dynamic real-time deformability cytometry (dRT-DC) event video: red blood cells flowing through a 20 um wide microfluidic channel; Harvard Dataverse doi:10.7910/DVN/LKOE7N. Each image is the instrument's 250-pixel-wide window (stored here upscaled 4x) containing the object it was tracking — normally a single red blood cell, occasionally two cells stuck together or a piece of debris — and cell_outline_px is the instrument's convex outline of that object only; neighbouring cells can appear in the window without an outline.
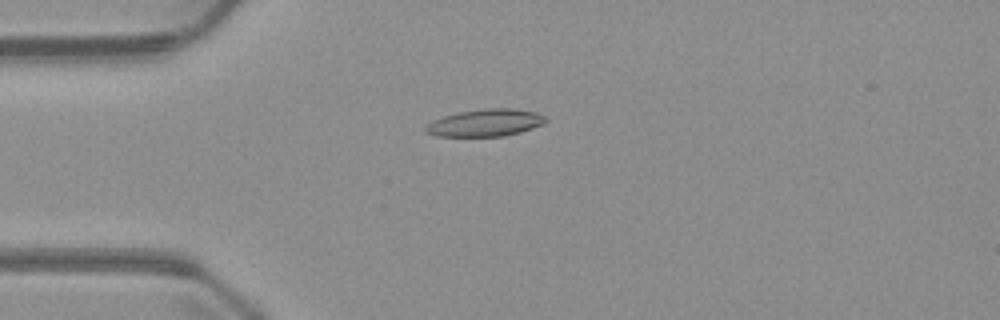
{"species": "common noctule bat (a hibernating species)", "species_latin": "Nyctalus noctula", "temperature_condition": "warm", "stored_images_in_passage": 4, "camera_frame_rate_fps": 3000, "um_per_image_px": 0.085, "animal": {"sex": "male", "body_mass_g": 23.1, "forearm_length_mm": 52.7}, "frame": {"image": 1, "passage_image": 4, "time_ms": 4.0, "image_size_px": [1000, 320], "cell_outline_px": [[548, 120], [544, 124], [520, 132], [504, 136], [436, 136], [424, 132], [424, 128], [432, 120], [444, 116], [460, 112], [484, 108], [512, 108], [536, 112], [544, 116]], "centroid_in_image_um": [41.26, 10.43], "position_along_channel_um": 43.7, "area_um2": 19.07}}